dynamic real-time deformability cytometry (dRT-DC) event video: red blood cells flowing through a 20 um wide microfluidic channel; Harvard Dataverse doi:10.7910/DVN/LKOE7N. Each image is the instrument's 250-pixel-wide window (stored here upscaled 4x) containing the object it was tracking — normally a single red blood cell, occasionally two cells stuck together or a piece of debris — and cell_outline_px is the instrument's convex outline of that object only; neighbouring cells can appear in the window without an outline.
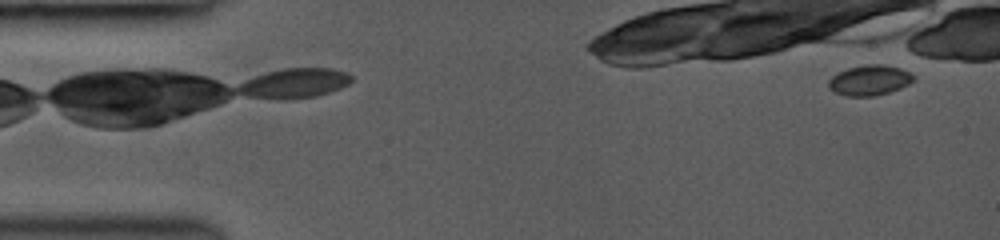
{"species": "common noctule bat (a hibernating species)", "species_latin": "Nyctalus noctula", "temperature_condition": "room temperature", "stored_images_in_passage": 1, "camera_frame_rate_fps": 3000, "um_per_image_px": 0.085, "animal": {"sex": "female", "body_mass_g": 19.0, "forearm_length_mm": 53.3}, "frame": {"image": 1, "passage_image": 1, "time_ms": 0.0, "image_size_px": [1000, 240], "cell_outline_px": [[912, 80], [908, 84], [900, 88], [876, 96], [848, 96], [836, 92], [828, 88], [828, 80], [832, 76], [848, 68], [868, 64], [880, 64], [900, 68], [908, 72], [912, 76]], "centroid_in_image_um": [73.87, 6.82], "position_along_channel_um": 11.1, "area_um2": 14.68}}